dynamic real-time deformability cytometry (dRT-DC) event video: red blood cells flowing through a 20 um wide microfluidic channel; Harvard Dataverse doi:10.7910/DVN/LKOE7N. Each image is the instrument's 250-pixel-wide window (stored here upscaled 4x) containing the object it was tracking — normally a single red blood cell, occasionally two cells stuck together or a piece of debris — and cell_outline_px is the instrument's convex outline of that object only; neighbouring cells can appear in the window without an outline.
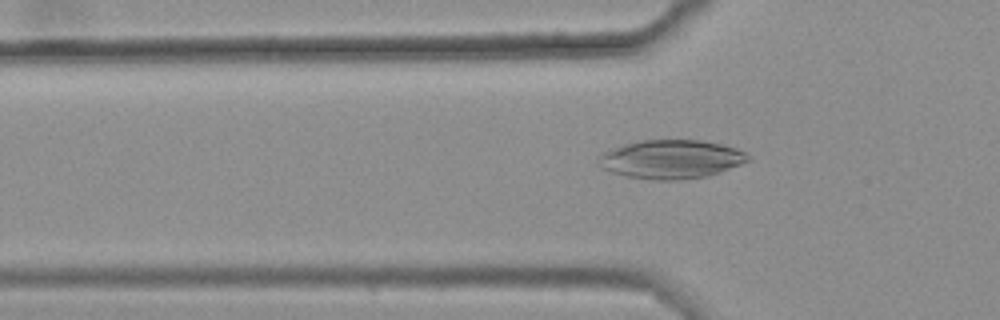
{"species": "common noctule bat (a hibernating species)", "species_latin": "Nyctalus noctula", "temperature_condition": "warm", "stored_images_in_passage": 48, "camera_frame_rate_fps": 3000, "um_per_image_px": 0.085, "animal": {"sex": "female", "body_mass_g": 25.1}, "frame": {"image": 1, "passage_image": 18, "time_ms": 5.667, "image_size_px": [1000, 320], "cell_outline_px": [[752, 160], [720, 172], [704, 176], [676, 180], [656, 180], [628, 176], [612, 172], [604, 168], [600, 164], [600, 156], [604, 152], [624, 144], [640, 140], [700, 140], [720, 144], [736, 148], [744, 152]], "centroid_in_image_um": [57.08, 13.53], "position_along_channel_um": 68.7, "area_um2": 33.23}}
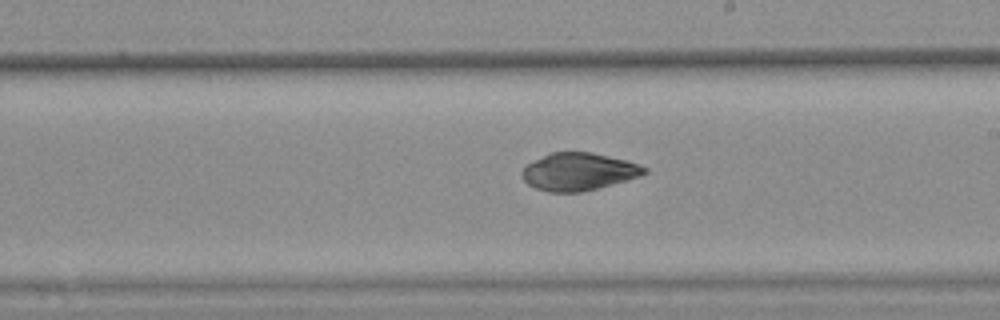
{"frame": {"image": 2, "passage_image": 32, "time_ms": 10.333, "image_size_px": [1000, 320], "cell_outline_px": [[648, 172], [640, 176], [612, 184], [580, 192], [548, 192], [536, 188], [528, 184], [524, 180], [520, 172], [528, 164], [552, 152], [592, 152], [628, 160], [640, 164], [648, 168]], "centroid_in_image_um": [49.22, 14.59], "position_along_channel_um": 239.8, "area_um2": 26.65}}
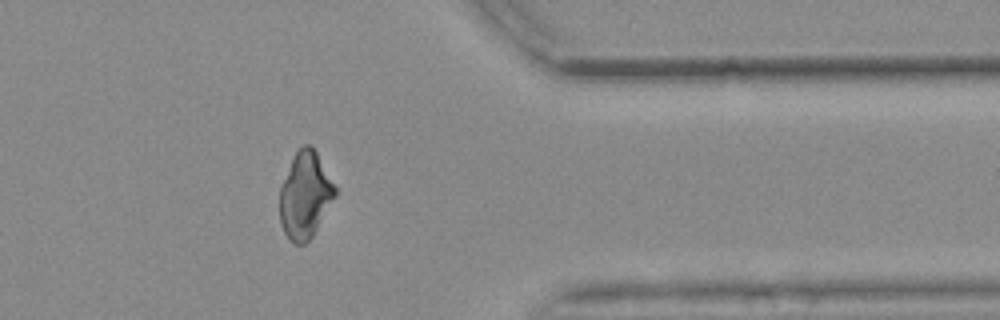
{"frame": {"image": 3, "passage_image": 45, "time_ms": 14.667, "image_size_px": [1000, 320], "cell_outline_px": [[336, 196], [312, 236], [304, 244], [296, 244], [284, 232], [280, 224], [280, 188], [292, 156], [304, 144], [308, 144], [316, 152], [336, 188]], "centroid_in_image_um": [25.92, 16.59], "position_along_channel_um": 385.5, "area_um2": 27.46}, "authors_computed_cell_mechanics": {"area_um2": 28.2931, "velocity_mm_per_s": 3.667, "shape_relaxation_time_tau1_ms": null, "shape_relaxation_time_tau2_ms": 1.6969, "deformation_change_tau1": null, "deformation_change_tau2": 0.037}}